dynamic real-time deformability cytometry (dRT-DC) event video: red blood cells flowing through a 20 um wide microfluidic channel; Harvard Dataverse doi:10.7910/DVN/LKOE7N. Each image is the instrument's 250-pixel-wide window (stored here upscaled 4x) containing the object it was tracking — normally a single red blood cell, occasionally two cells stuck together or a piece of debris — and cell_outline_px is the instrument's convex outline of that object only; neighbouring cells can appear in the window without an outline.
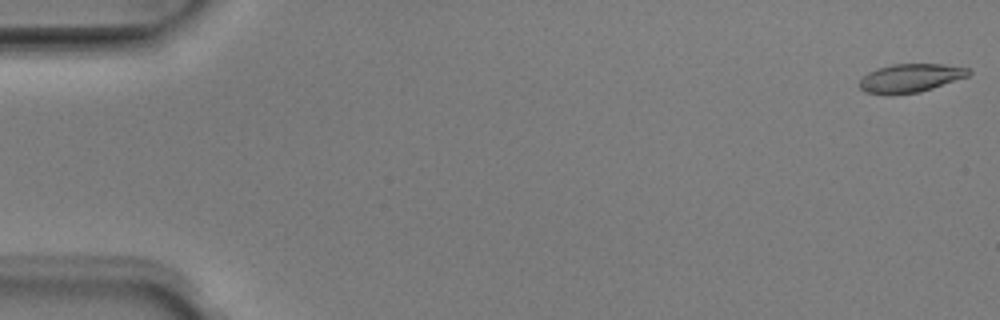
{"species": "Egyptian fruit bat (a non-hibernating species)", "species_latin": "Rousettus aegyptiacus", "temperature_condition": "room temperature", "stored_images_in_passage": 50, "camera_frame_rate_fps": 3000, "um_per_image_px": 0.085, "animal": {"sex": "male"}, "frame": {"image": 1, "passage_image": 1, "time_ms": 0.0, "image_size_px": [1000, 320], "cell_outline_px": [[972, 72], [968, 76], [920, 92], [864, 92], [860, 88], [860, 80], [868, 72], [876, 68], [892, 64], [944, 64], [972, 68]], "centroid_in_image_um": [77.46, 6.58], "position_along_channel_um": 7.5, "area_um2": 17.63}}
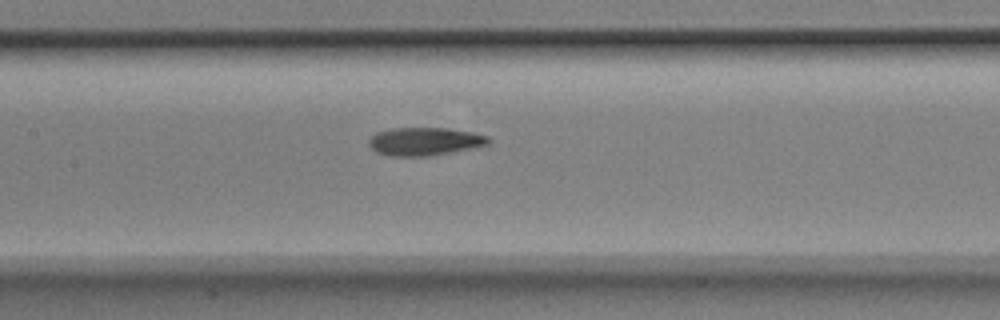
{"frame": {"image": 2, "passage_image": 24, "time_ms": 7.667, "image_size_px": [1000, 320], "cell_outline_px": [[492, 140], [488, 144], [472, 148], [452, 152], [428, 156], [388, 156], [376, 152], [368, 144], [368, 140], [376, 132], [388, 128], [444, 128], [472, 132], [488, 136]], "centroid_in_image_um": [36.07, 12.02], "position_along_channel_um": 171.3, "area_um2": 19.65}}
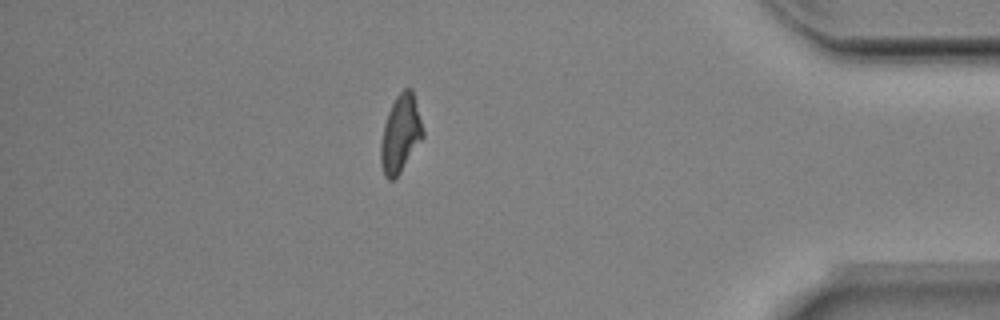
{"frame": {"image": 3, "passage_image": 44, "time_ms": 14.333, "image_size_px": [1000, 320], "cell_outline_px": [[424, 136], [400, 172], [392, 180], [388, 180], [384, 176], [380, 164], [380, 144], [384, 124], [388, 112], [396, 96], [404, 88], [412, 88], [424, 132]], "centroid_in_image_um": [34.02, 11.38], "position_along_channel_um": 401.2, "area_um2": 18.9}, "authors_computed_cell_mechanics": {"area_um2": 19.0162, "velocity_mm_per_s": 4.0334, "shape_relaxation_time_tau1_ms": 3.5494, "shape_relaxation_time_tau2_ms": 3.9832, "deformation_change_tau1": 0.1666, "deformation_change_tau2": 0.0929}}